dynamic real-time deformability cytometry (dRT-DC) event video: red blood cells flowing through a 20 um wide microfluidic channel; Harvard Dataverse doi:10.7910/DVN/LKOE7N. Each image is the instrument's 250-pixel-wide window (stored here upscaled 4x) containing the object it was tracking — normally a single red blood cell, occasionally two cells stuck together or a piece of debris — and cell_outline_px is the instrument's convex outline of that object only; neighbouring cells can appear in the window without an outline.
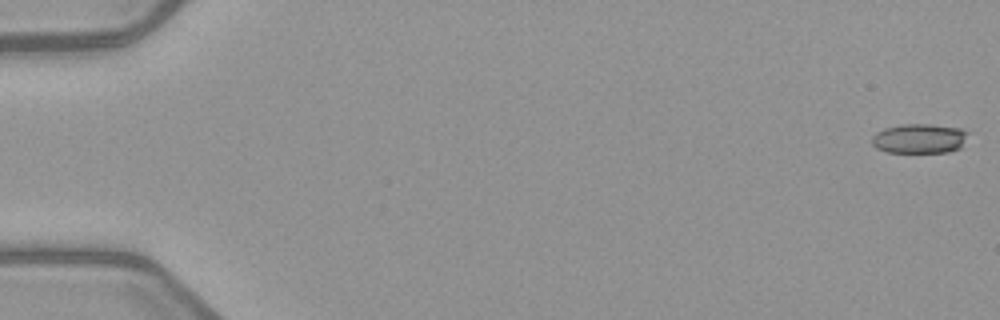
{"species": "common noctule bat (a hibernating species)", "species_latin": "Nyctalus noctula", "temperature_condition": "warm", "stored_images_in_passage": 2, "segment_of_instrument_passage": [2, 2], "camera_frame_rate_fps": 3000, "um_per_image_px": 0.085, "animal": {"sex": "female", "body_mass_g": 21.9}, "frame": {"image": 1, "passage_image": 2, "time_ms": 2.0, "image_size_px": [1000, 320], "cell_outline_px": [[968, 132], [960, 148], [948, 152], [888, 152], [876, 148], [872, 144], [872, 136], [876, 132], [884, 128], [900, 124], [932, 124], [964, 128]], "centroid_in_image_um": [78.14, 11.76], "position_along_channel_um": 6.9, "area_um2": 16.7}}